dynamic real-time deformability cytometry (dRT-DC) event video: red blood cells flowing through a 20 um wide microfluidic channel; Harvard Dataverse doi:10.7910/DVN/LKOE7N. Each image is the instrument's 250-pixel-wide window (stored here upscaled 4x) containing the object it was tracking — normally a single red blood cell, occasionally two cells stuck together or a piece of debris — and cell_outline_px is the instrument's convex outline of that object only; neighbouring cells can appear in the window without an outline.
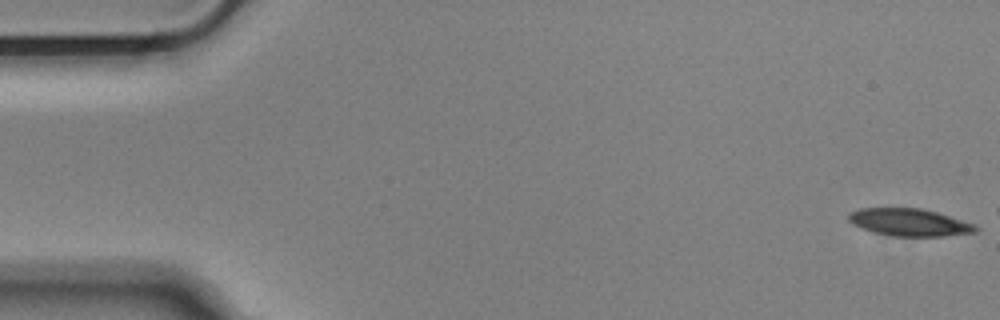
{"species": "Egyptian fruit bat (a non-hibernating species)", "species_latin": "Rousettus aegyptiacus", "temperature_condition": "cold", "stored_images_in_passage": 8, "camera_frame_rate_fps": 3000, "um_per_image_px": 0.085, "animal": {"sex": "male"}, "frame": {"image": 1, "passage_image": 1, "time_ms": 0.0, "image_size_px": [1000, 320], "cell_outline_px": [[980, 228], [976, 232], [944, 236], [892, 236], [872, 232], [860, 228], [852, 224], [848, 220], [848, 212], [860, 208], [920, 208], [936, 212], [976, 224]], "centroid_in_image_um": [77.28, 18.9], "position_along_channel_um": 7.7, "area_um2": 20.46}}